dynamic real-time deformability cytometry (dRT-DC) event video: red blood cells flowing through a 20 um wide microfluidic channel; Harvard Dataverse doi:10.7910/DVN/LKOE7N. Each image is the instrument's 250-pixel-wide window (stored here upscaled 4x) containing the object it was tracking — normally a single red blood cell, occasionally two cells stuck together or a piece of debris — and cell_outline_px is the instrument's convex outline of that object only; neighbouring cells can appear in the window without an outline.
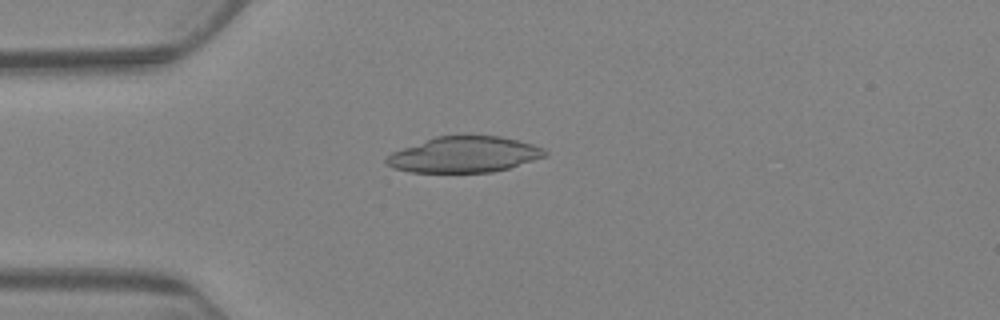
{"species": "Egyptian fruit bat (a non-hibernating species)", "species_latin": "Rousettus aegyptiacus", "temperature_condition": "warm", "stored_images_in_passage": 9, "camera_frame_rate_fps": 3000, "um_per_image_px": 0.085, "animal": {"sex": "female"}, "frame": {"image": 1, "passage_image": 4, "time_ms": 3.667, "image_size_px": [1000, 320], "cell_outline_px": [[548, 156], [508, 168], [492, 172], [412, 172], [392, 168], [384, 160], [392, 152], [436, 136], [464, 132], [500, 136], [532, 144], [544, 148], [548, 152]], "centroid_in_image_um": [39.49, 13.1], "position_along_channel_um": 45.5, "area_um2": 33.81}}
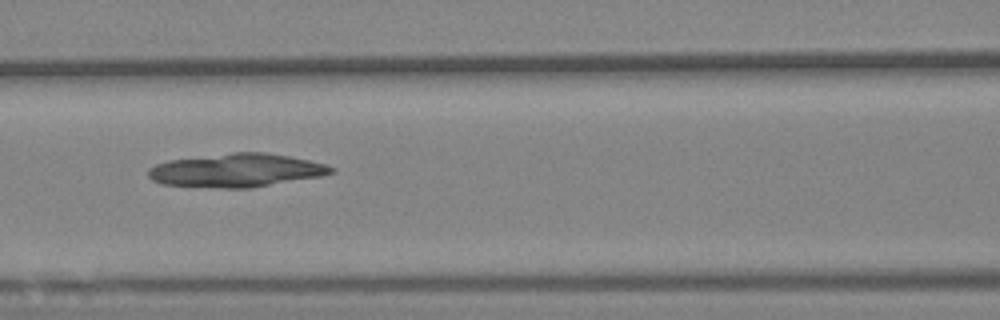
{"frame": {"image": 2, "passage_image": 7, "time_ms": 7.333, "image_size_px": [1000, 320], "cell_outline_px": [[336, 172], [320, 176], [252, 188], [220, 188], [164, 184], [152, 180], [148, 176], [148, 168], [156, 164], [168, 160], [232, 152], [264, 152], [288, 156], [308, 160], [324, 164], [336, 168]], "centroid_in_image_um": [20.09, 14.48], "position_along_channel_um": 146.5, "area_um2": 35.6}}
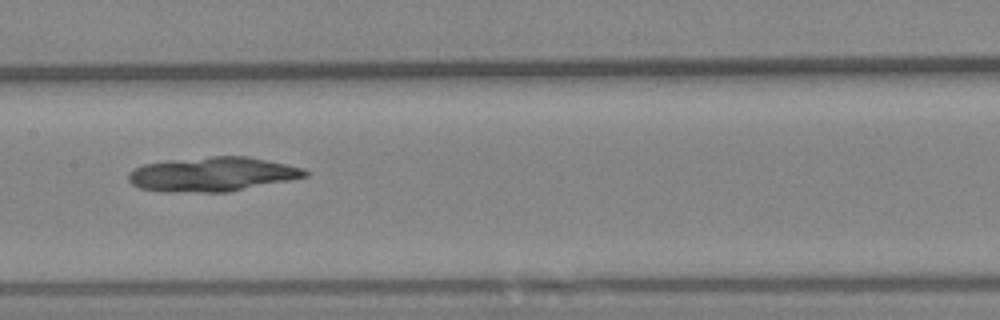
{"frame": {"image": 3, "passage_image": 8, "time_ms": 8.667, "image_size_px": [1000, 320], "cell_outline_px": [[308, 176], [228, 192], [164, 192], [140, 188], [132, 184], [128, 180], [128, 172], [144, 164], [168, 160], [212, 156], [248, 156], [304, 168], [308, 172]], "centroid_in_image_um": [18.02, 14.81], "position_along_channel_um": 189.4, "area_um2": 35.32}}